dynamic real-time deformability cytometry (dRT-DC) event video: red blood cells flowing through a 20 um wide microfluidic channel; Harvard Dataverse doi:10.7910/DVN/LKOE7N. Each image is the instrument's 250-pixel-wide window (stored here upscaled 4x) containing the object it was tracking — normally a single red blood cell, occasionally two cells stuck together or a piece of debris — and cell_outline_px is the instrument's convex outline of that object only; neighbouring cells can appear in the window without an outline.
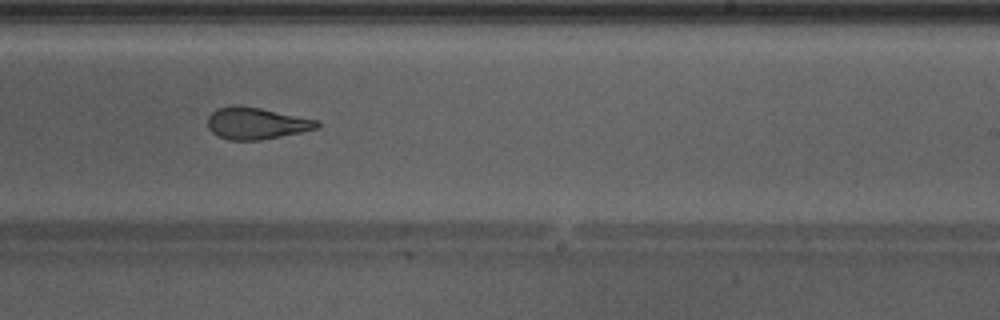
{"species": "Egyptian fruit bat (a non-hibernating species)", "species_latin": "Rousettus aegyptiacus", "temperature_condition": "warm", "stored_images_in_passage": 43, "camera_frame_rate_fps": 3000, "um_per_image_px": 0.085, "animal": {"sex": "male"}, "frame": {"image": 1, "passage_image": 25, "time_ms": 8.0, "image_size_px": [1000, 320], "cell_outline_px": [[320, 128], [260, 140], [228, 140], [212, 132], [208, 128], [208, 116], [216, 108], [232, 104], [240, 104], [320, 120]], "centroid_in_image_um": [21.78, 10.46], "position_along_channel_um": 267.2, "area_um2": 20.46}, "authors_computed_cell_mechanics": {"area_um2": 22.1952, "velocity_mm_per_s": 4.3017, "shape_relaxation_time_tau1_ms": 8.6961, "shape_relaxation_time_tau2_ms": 1.7143, "deformation_change_tau1": 0.2536, "deformation_change_tau2": 0.1052}}